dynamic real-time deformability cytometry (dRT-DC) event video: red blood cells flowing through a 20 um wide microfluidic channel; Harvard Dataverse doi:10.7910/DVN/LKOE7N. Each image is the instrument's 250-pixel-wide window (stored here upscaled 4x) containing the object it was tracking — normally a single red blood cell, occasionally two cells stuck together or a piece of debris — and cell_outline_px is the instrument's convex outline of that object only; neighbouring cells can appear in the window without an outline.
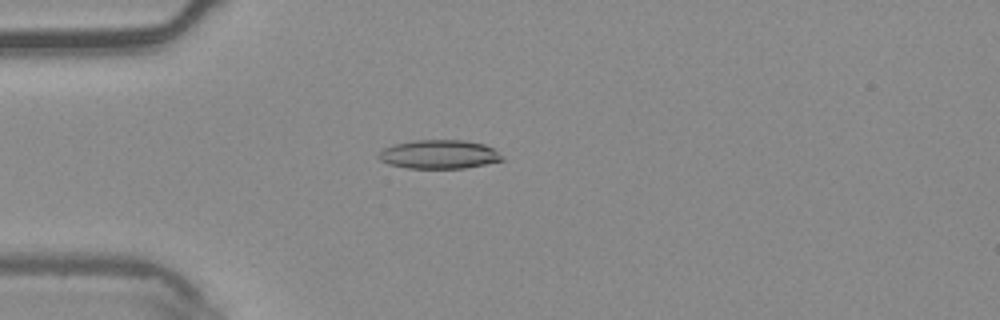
{"species": "common noctule bat (a hibernating species)", "species_latin": "Nyctalus noctula", "temperature_condition": "warm", "stored_images_in_passage": 5, "camera_frame_rate_fps": 3000, "um_per_image_px": 0.085, "animal": {"sex": "male", "body_mass_g": 20.4}, "frame": {"image": 1, "passage_image": 5, "time_ms": 1.333, "image_size_px": [1000, 320], "cell_outline_px": [[504, 160], [464, 168], [408, 168], [388, 164], [380, 160], [376, 156], [384, 148], [392, 144], [412, 140], [464, 140], [484, 144], [492, 148]], "centroid_in_image_um": [37.26, 13.11], "position_along_channel_um": 47.7, "area_um2": 20.63}}